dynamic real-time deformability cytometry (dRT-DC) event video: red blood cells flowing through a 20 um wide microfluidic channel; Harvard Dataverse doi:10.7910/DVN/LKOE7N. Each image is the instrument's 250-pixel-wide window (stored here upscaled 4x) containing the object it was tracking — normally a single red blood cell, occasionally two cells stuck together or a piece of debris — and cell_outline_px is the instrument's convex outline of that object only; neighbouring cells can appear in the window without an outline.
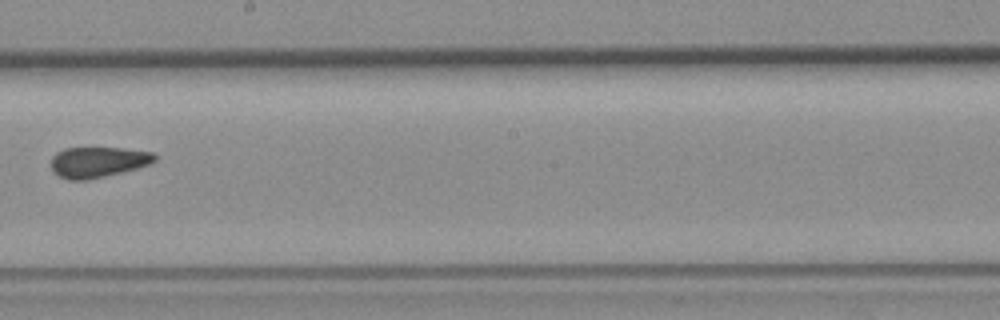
{"species": "common noctule bat (a hibernating species)", "species_latin": "Nyctalus noctula", "temperature_condition": "room temperature", "stored_images_in_passage": 8, "camera_frame_rate_fps": 3000, "um_per_image_px": 0.085, "animal": {"sex": "female", "body_mass_g": 19.3, "forearm_length_mm": 54.1}, "frame": {"image": 1, "passage_image": 8, "time_ms": 8.667, "image_size_px": [1000, 320], "cell_outline_px": [[156, 160], [148, 164], [136, 168], [88, 180], [68, 180], [60, 176], [52, 168], [52, 156], [56, 152], [64, 148], [124, 148], [152, 152], [156, 156]], "centroid_in_image_um": [8.31, 13.76], "position_along_channel_um": 239.9, "area_um2": 18.26}}